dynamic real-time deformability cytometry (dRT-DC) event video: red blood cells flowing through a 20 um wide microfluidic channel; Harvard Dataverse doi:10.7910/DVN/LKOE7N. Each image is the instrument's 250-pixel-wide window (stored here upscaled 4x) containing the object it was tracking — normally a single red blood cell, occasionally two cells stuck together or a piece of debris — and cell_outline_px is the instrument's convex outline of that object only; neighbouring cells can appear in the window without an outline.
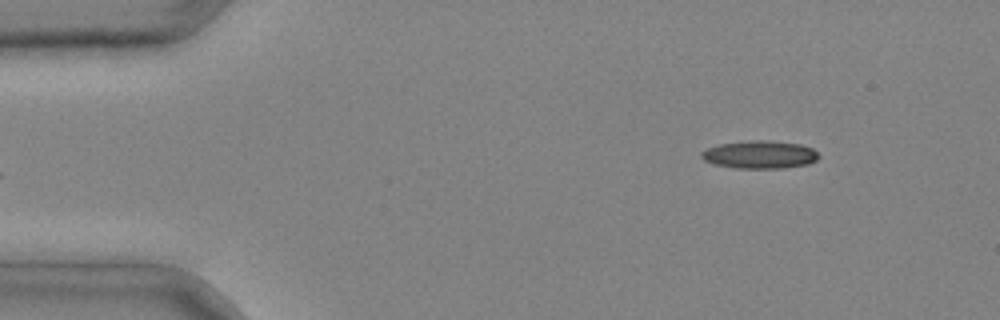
{"species": "common noctule bat (a hibernating species)", "species_latin": "Nyctalus noctula", "temperature_condition": "cold", "stored_images_in_passage": 5, "camera_frame_rate_fps": 3000, "um_per_image_px": 0.085, "animal": {"sex": "male", "body_mass_g": 20.4}, "frame": {"image": 1, "passage_image": 5, "time_ms": 1.333, "image_size_px": [1000, 320], "cell_outline_px": [[820, 156], [816, 160], [808, 164], [784, 168], [736, 168], [716, 164], [704, 160], [700, 156], [700, 152], [708, 148], [720, 144], [748, 140], [768, 140], [800, 144], [812, 148]], "centroid_in_image_um": [64.59, 13.14], "position_along_channel_um": 20.4, "area_um2": 19.02}}